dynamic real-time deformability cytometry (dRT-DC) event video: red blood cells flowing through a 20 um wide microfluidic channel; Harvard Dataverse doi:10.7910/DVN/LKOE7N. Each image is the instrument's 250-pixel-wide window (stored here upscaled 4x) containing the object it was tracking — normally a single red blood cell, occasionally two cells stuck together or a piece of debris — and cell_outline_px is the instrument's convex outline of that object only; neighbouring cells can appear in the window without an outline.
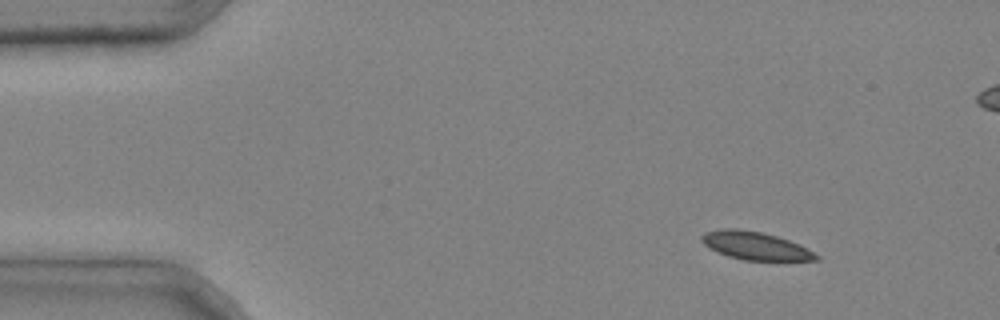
{"species": "common noctule bat (a hibernating species)", "species_latin": "Nyctalus noctula", "temperature_condition": "cold", "stored_images_in_passage": 4, "camera_frame_rate_fps": 3000, "um_per_image_px": 0.085, "animal": {"sex": "male", "body_mass_g": 20.4}, "frame": {"image": 1, "passage_image": 1, "time_ms": 0.0, "image_size_px": [1000, 320], "cell_outline_px": [[820, 260], [744, 260], [728, 256], [704, 244], [700, 240], [700, 236], [704, 232], [720, 228], [736, 228], [760, 232], [776, 236], [800, 244], [808, 248], [820, 256]], "centroid_in_image_um": [64.21, 20.88], "position_along_channel_um": 20.8, "area_um2": 18.61}}